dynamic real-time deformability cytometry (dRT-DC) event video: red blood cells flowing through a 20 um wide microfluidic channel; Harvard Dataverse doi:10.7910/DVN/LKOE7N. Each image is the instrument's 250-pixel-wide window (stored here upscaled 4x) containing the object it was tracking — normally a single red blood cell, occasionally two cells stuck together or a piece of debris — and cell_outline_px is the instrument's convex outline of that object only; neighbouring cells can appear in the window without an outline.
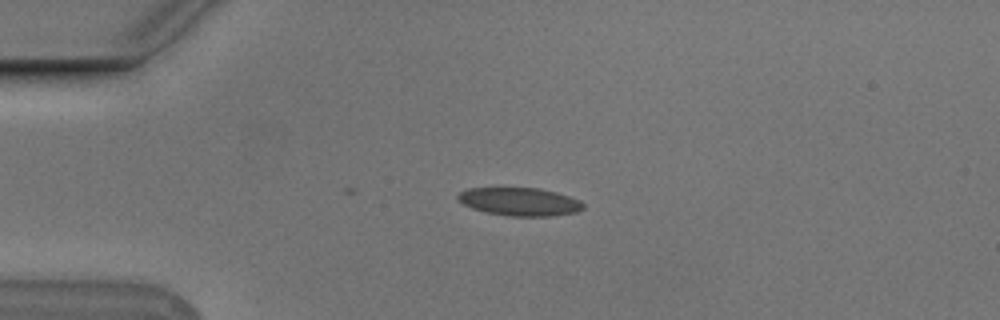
{"species": "Egyptian fruit bat (a non-hibernating species)", "species_latin": "Rousettus aegyptiacus", "temperature_condition": "cold", "stored_images_in_passage": 9, "camera_frame_rate_fps": 3000, "um_per_image_px": 0.085, "animal": {"sex": "male"}, "frame": {"image": 1, "passage_image": 2, "time_ms": 0.333, "image_size_px": [1000, 320], "cell_outline_px": [[584, 208], [576, 212], [552, 216], [508, 216], [484, 212], [472, 208], [456, 200], [456, 196], [460, 192], [468, 188], [540, 188], [556, 192], [580, 200], [584, 204]], "centroid_in_image_um": [44.15, 17.14], "position_along_channel_um": 40.8, "area_um2": 20.63}}
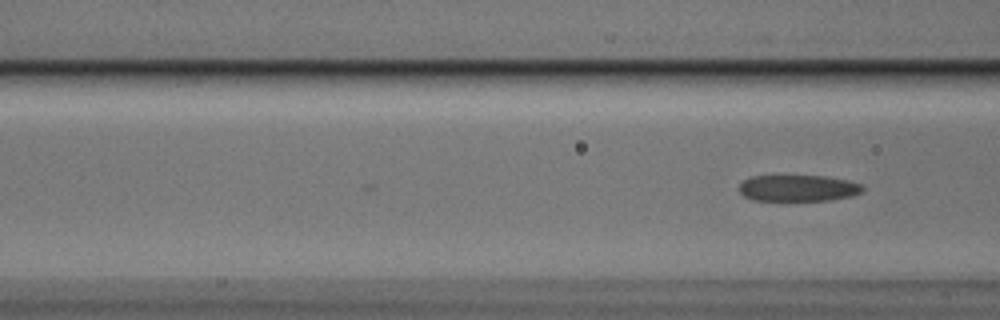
{"frame": {"image": 2, "passage_image": 9, "time_ms": 2.667, "image_size_px": [1000, 320], "cell_outline_px": [[864, 188], [860, 192], [852, 196], [828, 200], [752, 200], [744, 196], [736, 188], [744, 180], [752, 176], [824, 176], [848, 180], [860, 184]], "centroid_in_image_um": [67.8, 15.99], "position_along_channel_um": 98.8, "area_um2": 18.9}}